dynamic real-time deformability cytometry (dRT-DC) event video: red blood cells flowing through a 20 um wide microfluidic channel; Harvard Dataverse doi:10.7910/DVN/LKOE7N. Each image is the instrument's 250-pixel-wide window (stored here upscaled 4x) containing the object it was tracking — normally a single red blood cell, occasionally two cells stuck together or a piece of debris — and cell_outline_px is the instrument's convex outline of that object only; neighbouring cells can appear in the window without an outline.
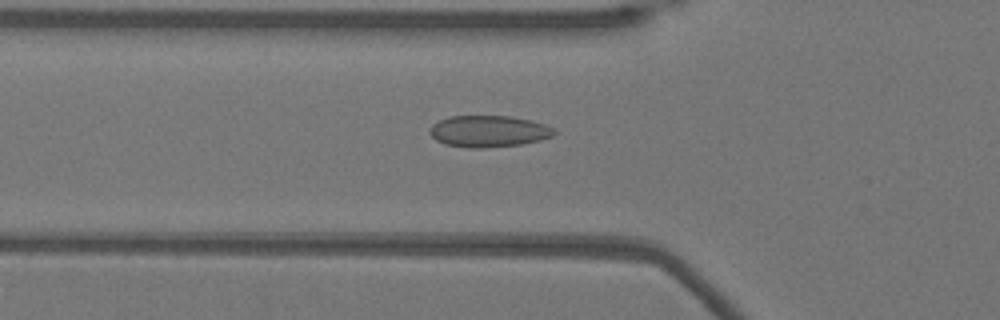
{"species": "Egyptian fruit bat (a non-hibernating species)", "species_latin": "Rousettus aegyptiacus", "temperature_condition": "warm", "stored_images_in_passage": 50, "camera_frame_rate_fps": 3000, "um_per_image_px": 0.085, "animal": {"sex": "female"}, "frame": {"image": 1, "passage_image": 16, "time_ms": 5.0, "image_size_px": [1000, 320], "cell_outline_px": [[556, 132], [552, 136], [540, 140], [520, 144], [484, 148], [468, 148], [444, 144], [436, 140], [428, 132], [432, 124], [448, 116], [508, 116], [532, 120], [544, 124], [552, 128]], "centroid_in_image_um": [41.5, 11.16], "position_along_channel_um": 84.3, "area_um2": 22.89}}
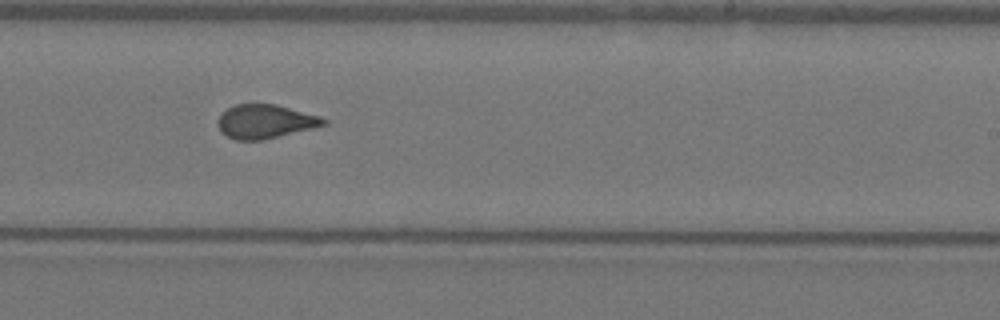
{"frame": {"image": 2, "passage_image": 30, "time_ms": 9.667, "image_size_px": [1000, 320], "cell_outline_px": [[328, 124], [264, 140], [236, 140], [220, 132], [216, 124], [216, 120], [220, 112], [236, 104], [276, 104], [320, 116], [328, 120]], "centroid_in_image_um": [22.5, 10.32], "position_along_channel_um": 266.5, "area_um2": 21.1}}
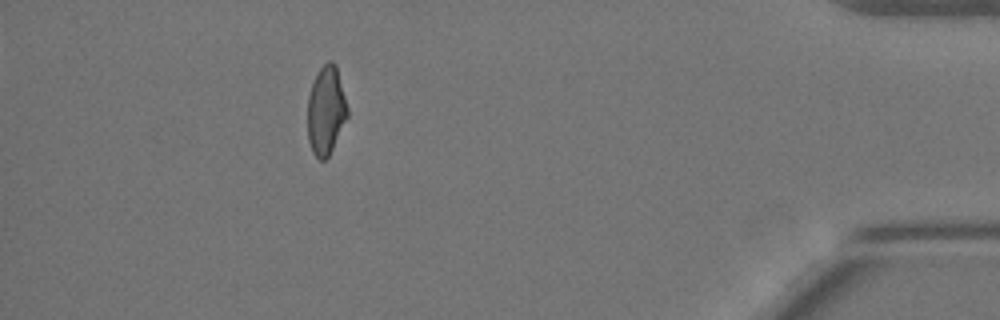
{"frame": {"image": 3, "passage_image": 45, "time_ms": 14.667, "image_size_px": [1000, 320], "cell_outline_px": [[348, 116], [328, 156], [324, 160], [320, 160], [312, 152], [308, 140], [308, 96], [312, 84], [320, 68], [328, 60], [332, 60], [336, 64], [348, 108]], "centroid_in_image_um": [27.71, 9.37], "position_along_channel_um": 407.5, "area_um2": 20.4}, "authors_computed_cell_mechanics": {"area_um2": 21.4149, "velocity_mm_per_s": 3.9015, "shape_relaxation_time_tau1_ms": 8.4956, "shape_relaxation_time_tau2_ms": 0.8247, "deformation_change_tau1": 0.1969, "deformation_change_tau2": 0.0852}}